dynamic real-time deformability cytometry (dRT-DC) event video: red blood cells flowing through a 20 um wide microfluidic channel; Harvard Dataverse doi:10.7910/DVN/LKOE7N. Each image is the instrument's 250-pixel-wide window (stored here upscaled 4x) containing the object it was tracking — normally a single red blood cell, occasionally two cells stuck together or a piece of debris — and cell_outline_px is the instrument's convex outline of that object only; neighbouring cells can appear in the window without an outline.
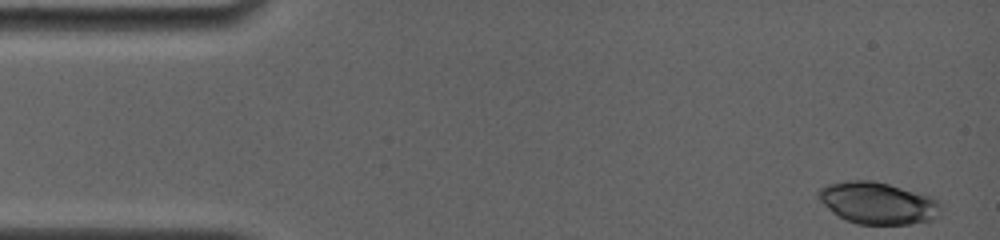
{"species": "common noctule bat (a hibernating species)", "species_latin": "Nyctalus noctula", "temperature_condition": "room temperature", "stored_images_in_passage": 53, "camera_frame_rate_fps": 4000, "um_per_image_px": 0.085, "animal": {"sex": "female", "body_mass_g": 19.0, "forearm_length_mm": 56.7}, "frame": {"image": 1, "passage_image": 1, "time_ms": 0.0, "image_size_px": [1000, 240], "cell_outline_px": [[944, 208], [932, 220], [912, 224], [856, 224], [844, 220], [832, 212], [816, 196], [816, 192], [820, 188], [828, 184], [848, 180], [872, 180], [888, 184], [928, 196], [936, 200]], "centroid_in_image_um": [74.58, 17.27], "position_along_channel_um": 10.4, "area_um2": 29.88}}
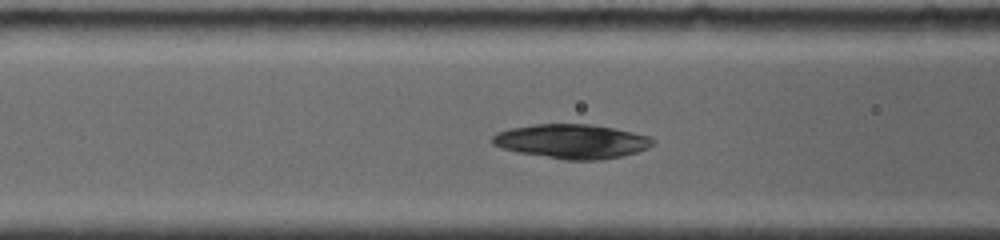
{"frame": {"image": 2, "passage_image": 21, "time_ms": 5.75, "image_size_px": [1000, 240], "cell_outline_px": [[656, 140], [648, 148], [636, 152], [620, 156], [600, 160], [564, 160], [516, 152], [492, 144], [492, 136], [496, 132], [508, 128], [536, 124], [592, 124], [632, 132], [648, 136]], "centroid_in_image_um": [48.57, 12.01], "position_along_channel_um": 118.0, "area_um2": 32.08}}
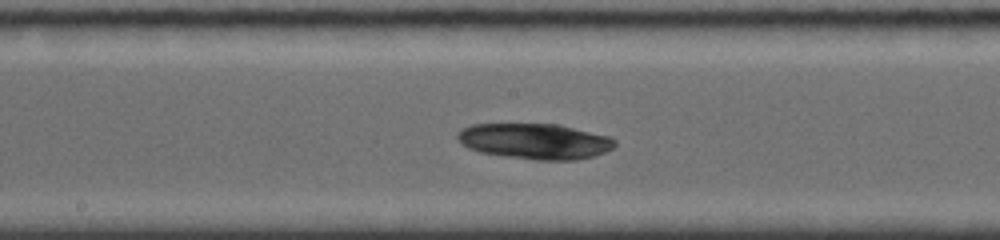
{"frame": {"image": 3, "passage_image": 27, "time_ms": 8.0, "image_size_px": [1000, 240], "cell_outline_px": [[616, 144], [612, 148], [604, 152], [592, 156], [576, 160], [532, 160], [480, 152], [468, 148], [460, 144], [456, 140], [456, 136], [464, 128], [472, 124], [560, 124], [612, 136], [616, 140]], "centroid_in_image_um": [45.49, 12.0], "position_along_channel_um": 202.7, "area_um2": 32.95}}